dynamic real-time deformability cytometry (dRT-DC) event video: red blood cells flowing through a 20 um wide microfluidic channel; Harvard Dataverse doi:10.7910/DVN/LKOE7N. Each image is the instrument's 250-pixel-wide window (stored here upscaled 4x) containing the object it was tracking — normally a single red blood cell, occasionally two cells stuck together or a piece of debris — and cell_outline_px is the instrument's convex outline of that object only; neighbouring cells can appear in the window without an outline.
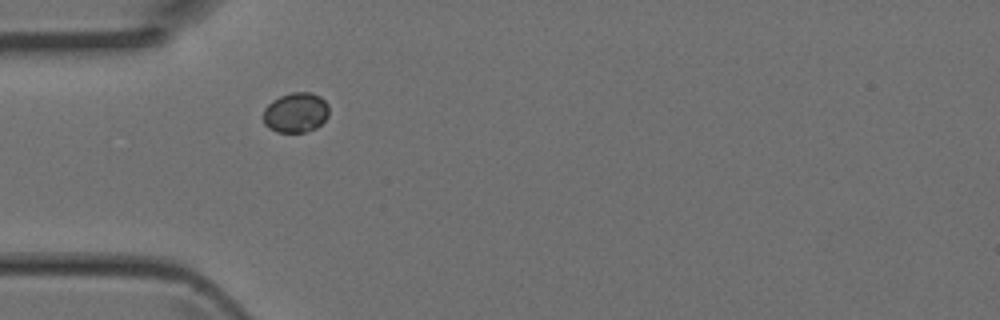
{"species": "Egyptian fruit bat (a non-hibernating species)", "species_latin": "Rousettus aegyptiacus", "temperature_condition": "room temperature", "stored_images_in_passage": 4, "camera_frame_rate_fps": 3000, "um_per_image_px": 0.085, "animal": {"sex": "female"}, "frame": {"image": 1, "passage_image": 2, "time_ms": 0.333, "image_size_px": [1000, 320], "cell_outline_px": [[328, 116], [316, 128], [304, 132], [276, 132], [268, 128], [264, 124], [264, 108], [272, 100], [280, 96], [292, 92], [312, 92], [320, 96], [328, 104]], "centroid_in_image_um": [25.13, 9.56], "position_along_channel_um": 59.9, "area_um2": 15.37}}
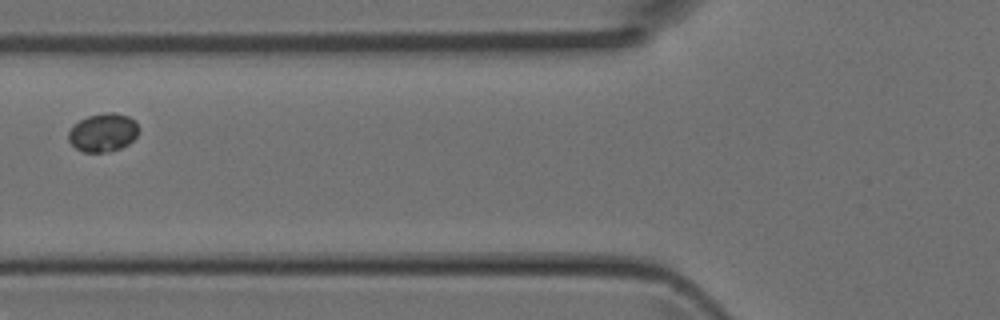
{"frame": {"image": 2, "passage_image": 3, "time_ms": 0.667, "image_size_px": [1000, 320], "cell_outline_px": [[140, 132], [128, 144], [120, 148], [108, 152], [84, 152], [76, 148], [68, 140], [68, 132], [80, 120], [88, 116], [104, 112], [112, 112], [128, 116], [136, 120], [140, 128]], "centroid_in_image_um": [8.8, 11.26], "position_along_channel_um": 117.0, "area_um2": 15.78}}
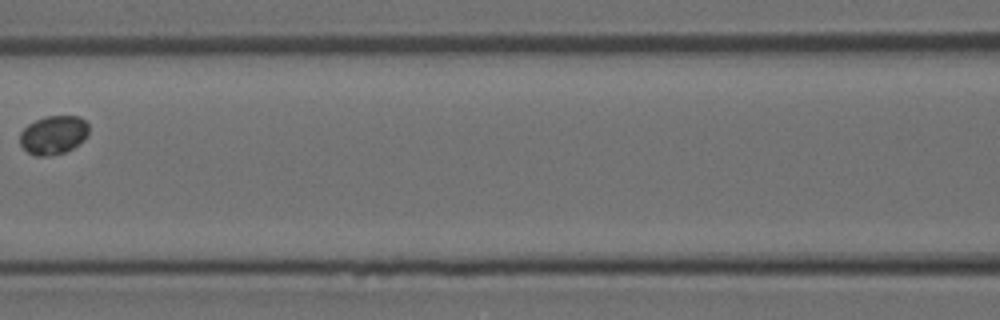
{"frame": {"image": 3, "passage_image": 4, "time_ms": 1.0, "image_size_px": [1000, 320], "cell_outline_px": [[88, 136], [84, 140], [72, 148], [64, 152], [44, 156], [36, 156], [28, 152], [20, 144], [20, 132], [28, 124], [44, 116], [80, 116], [88, 124]], "centroid_in_image_um": [4.55, 11.46], "position_along_channel_um": 162.1, "area_um2": 15.49}}